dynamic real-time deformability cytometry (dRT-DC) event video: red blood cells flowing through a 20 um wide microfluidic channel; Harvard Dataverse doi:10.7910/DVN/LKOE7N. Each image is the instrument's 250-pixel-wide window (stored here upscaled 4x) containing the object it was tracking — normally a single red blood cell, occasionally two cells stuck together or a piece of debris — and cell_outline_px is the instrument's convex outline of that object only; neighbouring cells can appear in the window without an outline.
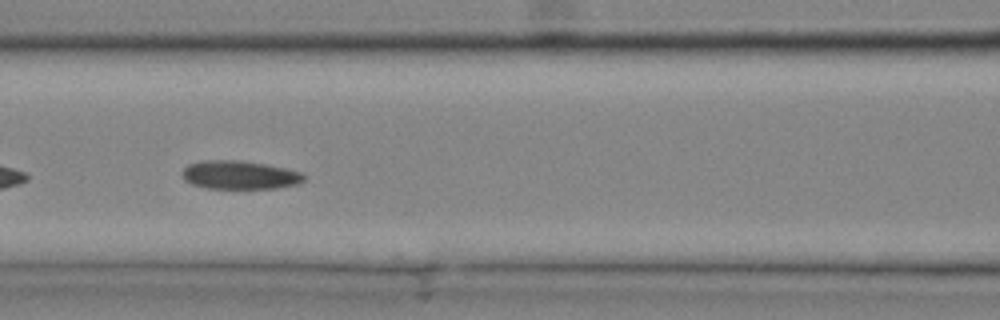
{"species": "common noctule bat (a hibernating species)", "species_latin": "Nyctalus noctula", "temperature_condition": "cold", "stored_images_in_passage": 33, "camera_frame_rate_fps": 3000, "um_per_image_px": 0.085, "animal": {"sex": "male", "body_mass_g": 20.4}, "frame": {"image": 1, "passage_image": 15, "time_ms": 4.667, "image_size_px": [1000, 320], "cell_outline_px": [[304, 180], [296, 184], [276, 188], [208, 188], [192, 184], [184, 180], [180, 172], [188, 164], [200, 160], [244, 160], [284, 168], [300, 172], [304, 176]], "centroid_in_image_um": [20.3, 14.86], "position_along_channel_um": 146.3, "area_um2": 20.17}}